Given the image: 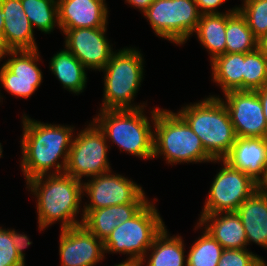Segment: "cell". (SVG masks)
Returning <instances> with one entry per match:
<instances>
[{
  "label": "cell",
  "mask_w": 267,
  "mask_h": 266,
  "mask_svg": "<svg viewBox=\"0 0 267 266\" xmlns=\"http://www.w3.org/2000/svg\"><path fill=\"white\" fill-rule=\"evenodd\" d=\"M20 169L25 181L65 172L75 127L48 124L23 114ZM61 160V161H60ZM54 169V170H53Z\"/></svg>",
  "instance_id": "obj_1"
},
{
  "label": "cell",
  "mask_w": 267,
  "mask_h": 266,
  "mask_svg": "<svg viewBox=\"0 0 267 266\" xmlns=\"http://www.w3.org/2000/svg\"><path fill=\"white\" fill-rule=\"evenodd\" d=\"M26 189L34 196L37 210L39 231L60 222V230L83 223L81 210L83 196L82 181L65 173L44 175L26 182ZM82 212L81 220L78 214Z\"/></svg>",
  "instance_id": "obj_2"
},
{
  "label": "cell",
  "mask_w": 267,
  "mask_h": 266,
  "mask_svg": "<svg viewBox=\"0 0 267 266\" xmlns=\"http://www.w3.org/2000/svg\"><path fill=\"white\" fill-rule=\"evenodd\" d=\"M158 108H150V117L146 116L145 108L99 110L92 121L103 132L107 142L115 143L120 152L141 160H152L154 122Z\"/></svg>",
  "instance_id": "obj_3"
},
{
  "label": "cell",
  "mask_w": 267,
  "mask_h": 266,
  "mask_svg": "<svg viewBox=\"0 0 267 266\" xmlns=\"http://www.w3.org/2000/svg\"><path fill=\"white\" fill-rule=\"evenodd\" d=\"M160 156L170 165L218 163L205 151L200 138L177 112L159 107L154 122L153 159Z\"/></svg>",
  "instance_id": "obj_4"
},
{
  "label": "cell",
  "mask_w": 267,
  "mask_h": 266,
  "mask_svg": "<svg viewBox=\"0 0 267 266\" xmlns=\"http://www.w3.org/2000/svg\"><path fill=\"white\" fill-rule=\"evenodd\" d=\"M118 51V52H117ZM144 58L136 47L116 50L101 70L104 73L103 99L100 110L146 108L147 103H134L144 79Z\"/></svg>",
  "instance_id": "obj_5"
},
{
  "label": "cell",
  "mask_w": 267,
  "mask_h": 266,
  "mask_svg": "<svg viewBox=\"0 0 267 266\" xmlns=\"http://www.w3.org/2000/svg\"><path fill=\"white\" fill-rule=\"evenodd\" d=\"M177 113L200 138L205 151L222 160L235 143L236 134L229 112L219 97H205L186 104Z\"/></svg>",
  "instance_id": "obj_6"
},
{
  "label": "cell",
  "mask_w": 267,
  "mask_h": 266,
  "mask_svg": "<svg viewBox=\"0 0 267 266\" xmlns=\"http://www.w3.org/2000/svg\"><path fill=\"white\" fill-rule=\"evenodd\" d=\"M153 201V202H152ZM149 201L135 216L117 226L105 240L104 252L128 256L122 263L138 265L152 246L165 223L154 204Z\"/></svg>",
  "instance_id": "obj_7"
},
{
  "label": "cell",
  "mask_w": 267,
  "mask_h": 266,
  "mask_svg": "<svg viewBox=\"0 0 267 266\" xmlns=\"http://www.w3.org/2000/svg\"><path fill=\"white\" fill-rule=\"evenodd\" d=\"M201 15L195 0H154L143 13L156 36L178 46L193 36Z\"/></svg>",
  "instance_id": "obj_8"
},
{
  "label": "cell",
  "mask_w": 267,
  "mask_h": 266,
  "mask_svg": "<svg viewBox=\"0 0 267 266\" xmlns=\"http://www.w3.org/2000/svg\"><path fill=\"white\" fill-rule=\"evenodd\" d=\"M76 133L64 173L83 181V177L92 178L111 171L108 159L110 145L98 126L90 121L87 127Z\"/></svg>",
  "instance_id": "obj_9"
},
{
  "label": "cell",
  "mask_w": 267,
  "mask_h": 266,
  "mask_svg": "<svg viewBox=\"0 0 267 266\" xmlns=\"http://www.w3.org/2000/svg\"><path fill=\"white\" fill-rule=\"evenodd\" d=\"M217 171L208 191L201 215L236 212L239 206L258 190L259 184L246 173L234 169L225 161Z\"/></svg>",
  "instance_id": "obj_10"
},
{
  "label": "cell",
  "mask_w": 267,
  "mask_h": 266,
  "mask_svg": "<svg viewBox=\"0 0 267 266\" xmlns=\"http://www.w3.org/2000/svg\"><path fill=\"white\" fill-rule=\"evenodd\" d=\"M113 172V173H112ZM83 196L88 198L81 209H99L128 203H148L143 187L122 174L109 171L82 181Z\"/></svg>",
  "instance_id": "obj_11"
},
{
  "label": "cell",
  "mask_w": 267,
  "mask_h": 266,
  "mask_svg": "<svg viewBox=\"0 0 267 266\" xmlns=\"http://www.w3.org/2000/svg\"><path fill=\"white\" fill-rule=\"evenodd\" d=\"M34 50H8V59L0 67V89L3 87L12 96L28 99L43 82V72L39 68L40 54ZM3 96L0 92V102Z\"/></svg>",
  "instance_id": "obj_12"
},
{
  "label": "cell",
  "mask_w": 267,
  "mask_h": 266,
  "mask_svg": "<svg viewBox=\"0 0 267 266\" xmlns=\"http://www.w3.org/2000/svg\"><path fill=\"white\" fill-rule=\"evenodd\" d=\"M219 97L226 106L236 137H264L267 138V124L263 114L262 103L255 91H229Z\"/></svg>",
  "instance_id": "obj_13"
},
{
  "label": "cell",
  "mask_w": 267,
  "mask_h": 266,
  "mask_svg": "<svg viewBox=\"0 0 267 266\" xmlns=\"http://www.w3.org/2000/svg\"><path fill=\"white\" fill-rule=\"evenodd\" d=\"M65 35L64 46L87 70L99 71L115 52L106 37L107 27L60 30ZM114 50V51H113Z\"/></svg>",
  "instance_id": "obj_14"
},
{
  "label": "cell",
  "mask_w": 267,
  "mask_h": 266,
  "mask_svg": "<svg viewBox=\"0 0 267 266\" xmlns=\"http://www.w3.org/2000/svg\"><path fill=\"white\" fill-rule=\"evenodd\" d=\"M60 266H95L105 259L104 244L84 225L61 229Z\"/></svg>",
  "instance_id": "obj_15"
},
{
  "label": "cell",
  "mask_w": 267,
  "mask_h": 266,
  "mask_svg": "<svg viewBox=\"0 0 267 266\" xmlns=\"http://www.w3.org/2000/svg\"><path fill=\"white\" fill-rule=\"evenodd\" d=\"M222 160L246 173L260 185L267 173V138L236 137L229 153Z\"/></svg>",
  "instance_id": "obj_16"
},
{
  "label": "cell",
  "mask_w": 267,
  "mask_h": 266,
  "mask_svg": "<svg viewBox=\"0 0 267 266\" xmlns=\"http://www.w3.org/2000/svg\"><path fill=\"white\" fill-rule=\"evenodd\" d=\"M61 30L107 27L106 0H57Z\"/></svg>",
  "instance_id": "obj_17"
},
{
  "label": "cell",
  "mask_w": 267,
  "mask_h": 266,
  "mask_svg": "<svg viewBox=\"0 0 267 266\" xmlns=\"http://www.w3.org/2000/svg\"><path fill=\"white\" fill-rule=\"evenodd\" d=\"M4 16L2 40L8 50L38 49L34 29L22 7L21 0H1Z\"/></svg>",
  "instance_id": "obj_18"
},
{
  "label": "cell",
  "mask_w": 267,
  "mask_h": 266,
  "mask_svg": "<svg viewBox=\"0 0 267 266\" xmlns=\"http://www.w3.org/2000/svg\"><path fill=\"white\" fill-rule=\"evenodd\" d=\"M147 203H128L99 209H83V223L103 243L115 227L135 216Z\"/></svg>",
  "instance_id": "obj_19"
},
{
  "label": "cell",
  "mask_w": 267,
  "mask_h": 266,
  "mask_svg": "<svg viewBox=\"0 0 267 266\" xmlns=\"http://www.w3.org/2000/svg\"><path fill=\"white\" fill-rule=\"evenodd\" d=\"M198 219L197 223L216 239L224 249L247 248L245 229L236 212L200 215Z\"/></svg>",
  "instance_id": "obj_20"
},
{
  "label": "cell",
  "mask_w": 267,
  "mask_h": 266,
  "mask_svg": "<svg viewBox=\"0 0 267 266\" xmlns=\"http://www.w3.org/2000/svg\"><path fill=\"white\" fill-rule=\"evenodd\" d=\"M245 229L247 246L255 243L267 250V192L258 188L236 210Z\"/></svg>",
  "instance_id": "obj_21"
},
{
  "label": "cell",
  "mask_w": 267,
  "mask_h": 266,
  "mask_svg": "<svg viewBox=\"0 0 267 266\" xmlns=\"http://www.w3.org/2000/svg\"><path fill=\"white\" fill-rule=\"evenodd\" d=\"M170 235L165 226L138 266H187L183 237L178 234Z\"/></svg>",
  "instance_id": "obj_22"
},
{
  "label": "cell",
  "mask_w": 267,
  "mask_h": 266,
  "mask_svg": "<svg viewBox=\"0 0 267 266\" xmlns=\"http://www.w3.org/2000/svg\"><path fill=\"white\" fill-rule=\"evenodd\" d=\"M49 69L64 89L79 95L87 85V69L65 47L50 58ZM86 70V71H85Z\"/></svg>",
  "instance_id": "obj_23"
},
{
  "label": "cell",
  "mask_w": 267,
  "mask_h": 266,
  "mask_svg": "<svg viewBox=\"0 0 267 266\" xmlns=\"http://www.w3.org/2000/svg\"><path fill=\"white\" fill-rule=\"evenodd\" d=\"M212 81L224 93L243 90L244 53H224L211 62Z\"/></svg>",
  "instance_id": "obj_24"
},
{
  "label": "cell",
  "mask_w": 267,
  "mask_h": 266,
  "mask_svg": "<svg viewBox=\"0 0 267 266\" xmlns=\"http://www.w3.org/2000/svg\"><path fill=\"white\" fill-rule=\"evenodd\" d=\"M227 13L202 14L194 32L200 44L209 53L210 62L225 53Z\"/></svg>",
  "instance_id": "obj_25"
},
{
  "label": "cell",
  "mask_w": 267,
  "mask_h": 266,
  "mask_svg": "<svg viewBox=\"0 0 267 266\" xmlns=\"http://www.w3.org/2000/svg\"><path fill=\"white\" fill-rule=\"evenodd\" d=\"M225 53H249L257 49L258 39L238 9L227 13Z\"/></svg>",
  "instance_id": "obj_26"
},
{
  "label": "cell",
  "mask_w": 267,
  "mask_h": 266,
  "mask_svg": "<svg viewBox=\"0 0 267 266\" xmlns=\"http://www.w3.org/2000/svg\"><path fill=\"white\" fill-rule=\"evenodd\" d=\"M32 28L50 34L59 27L57 0H21Z\"/></svg>",
  "instance_id": "obj_27"
},
{
  "label": "cell",
  "mask_w": 267,
  "mask_h": 266,
  "mask_svg": "<svg viewBox=\"0 0 267 266\" xmlns=\"http://www.w3.org/2000/svg\"><path fill=\"white\" fill-rule=\"evenodd\" d=\"M194 227L202 233L187 252V266H217L224 248L198 223Z\"/></svg>",
  "instance_id": "obj_28"
},
{
  "label": "cell",
  "mask_w": 267,
  "mask_h": 266,
  "mask_svg": "<svg viewBox=\"0 0 267 266\" xmlns=\"http://www.w3.org/2000/svg\"><path fill=\"white\" fill-rule=\"evenodd\" d=\"M267 85V58L258 50L244 53L243 90L254 91Z\"/></svg>",
  "instance_id": "obj_29"
},
{
  "label": "cell",
  "mask_w": 267,
  "mask_h": 266,
  "mask_svg": "<svg viewBox=\"0 0 267 266\" xmlns=\"http://www.w3.org/2000/svg\"><path fill=\"white\" fill-rule=\"evenodd\" d=\"M237 9L245 17L248 27L259 39L267 33V0H243Z\"/></svg>",
  "instance_id": "obj_30"
},
{
  "label": "cell",
  "mask_w": 267,
  "mask_h": 266,
  "mask_svg": "<svg viewBox=\"0 0 267 266\" xmlns=\"http://www.w3.org/2000/svg\"><path fill=\"white\" fill-rule=\"evenodd\" d=\"M217 266H267V263L249 248L224 249Z\"/></svg>",
  "instance_id": "obj_31"
},
{
  "label": "cell",
  "mask_w": 267,
  "mask_h": 266,
  "mask_svg": "<svg viewBox=\"0 0 267 266\" xmlns=\"http://www.w3.org/2000/svg\"><path fill=\"white\" fill-rule=\"evenodd\" d=\"M0 266H26L17 253L11 238V229L0 226Z\"/></svg>",
  "instance_id": "obj_32"
},
{
  "label": "cell",
  "mask_w": 267,
  "mask_h": 266,
  "mask_svg": "<svg viewBox=\"0 0 267 266\" xmlns=\"http://www.w3.org/2000/svg\"><path fill=\"white\" fill-rule=\"evenodd\" d=\"M227 0H195L201 14H223L233 12L237 9V5L227 11L220 12L219 7L226 3Z\"/></svg>",
  "instance_id": "obj_33"
},
{
  "label": "cell",
  "mask_w": 267,
  "mask_h": 266,
  "mask_svg": "<svg viewBox=\"0 0 267 266\" xmlns=\"http://www.w3.org/2000/svg\"><path fill=\"white\" fill-rule=\"evenodd\" d=\"M11 238L17 253L24 261H26V254L23 251H25L24 249L28 248V246L32 244V241H30L31 239L27 234H24V232L21 234L15 231V229H11Z\"/></svg>",
  "instance_id": "obj_34"
},
{
  "label": "cell",
  "mask_w": 267,
  "mask_h": 266,
  "mask_svg": "<svg viewBox=\"0 0 267 266\" xmlns=\"http://www.w3.org/2000/svg\"><path fill=\"white\" fill-rule=\"evenodd\" d=\"M154 0H125L131 7L139 9L141 13H144Z\"/></svg>",
  "instance_id": "obj_35"
},
{
  "label": "cell",
  "mask_w": 267,
  "mask_h": 266,
  "mask_svg": "<svg viewBox=\"0 0 267 266\" xmlns=\"http://www.w3.org/2000/svg\"><path fill=\"white\" fill-rule=\"evenodd\" d=\"M254 91L258 94V97L262 103L263 114L267 124V85Z\"/></svg>",
  "instance_id": "obj_36"
},
{
  "label": "cell",
  "mask_w": 267,
  "mask_h": 266,
  "mask_svg": "<svg viewBox=\"0 0 267 266\" xmlns=\"http://www.w3.org/2000/svg\"><path fill=\"white\" fill-rule=\"evenodd\" d=\"M257 49L267 58V33L258 39Z\"/></svg>",
  "instance_id": "obj_37"
},
{
  "label": "cell",
  "mask_w": 267,
  "mask_h": 266,
  "mask_svg": "<svg viewBox=\"0 0 267 266\" xmlns=\"http://www.w3.org/2000/svg\"><path fill=\"white\" fill-rule=\"evenodd\" d=\"M8 49L5 47L2 36H0V61L5 59Z\"/></svg>",
  "instance_id": "obj_38"
},
{
  "label": "cell",
  "mask_w": 267,
  "mask_h": 266,
  "mask_svg": "<svg viewBox=\"0 0 267 266\" xmlns=\"http://www.w3.org/2000/svg\"><path fill=\"white\" fill-rule=\"evenodd\" d=\"M3 29H4V16L2 12V5L0 0V36L3 35Z\"/></svg>",
  "instance_id": "obj_39"
},
{
  "label": "cell",
  "mask_w": 267,
  "mask_h": 266,
  "mask_svg": "<svg viewBox=\"0 0 267 266\" xmlns=\"http://www.w3.org/2000/svg\"><path fill=\"white\" fill-rule=\"evenodd\" d=\"M259 188L262 191L267 192V173L265 179L260 183Z\"/></svg>",
  "instance_id": "obj_40"
},
{
  "label": "cell",
  "mask_w": 267,
  "mask_h": 266,
  "mask_svg": "<svg viewBox=\"0 0 267 266\" xmlns=\"http://www.w3.org/2000/svg\"><path fill=\"white\" fill-rule=\"evenodd\" d=\"M113 266H138V265L132 264V263H122V262H120V263L115 264Z\"/></svg>",
  "instance_id": "obj_41"
},
{
  "label": "cell",
  "mask_w": 267,
  "mask_h": 266,
  "mask_svg": "<svg viewBox=\"0 0 267 266\" xmlns=\"http://www.w3.org/2000/svg\"><path fill=\"white\" fill-rule=\"evenodd\" d=\"M3 148H2V145H1V142H0V158L3 157Z\"/></svg>",
  "instance_id": "obj_42"
}]
</instances>
